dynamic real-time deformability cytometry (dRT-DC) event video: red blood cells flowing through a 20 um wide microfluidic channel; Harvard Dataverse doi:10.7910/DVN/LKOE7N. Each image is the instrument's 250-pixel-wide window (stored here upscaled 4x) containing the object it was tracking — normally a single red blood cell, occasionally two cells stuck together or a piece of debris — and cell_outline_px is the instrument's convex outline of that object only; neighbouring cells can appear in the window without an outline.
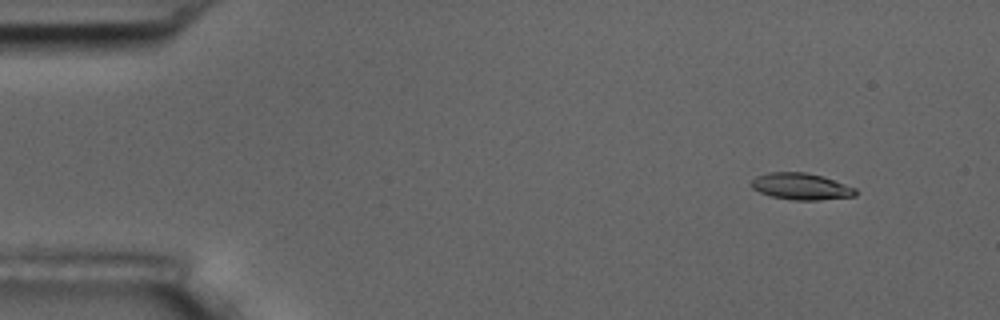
{"species": "common noctule bat (a hibernating species)", "species_latin": "Nyctalus noctula", "temperature_condition": "room temperature", "stored_images_in_passage": 52, "camera_frame_rate_fps": 3000, "um_per_image_px": 0.085, "animal": {"sex": "male", "body_mass_g": 17.5, "forearm_length_mm": 52.3}, "frame": {"image": 1, "passage_image": 1, "time_ms": 0.0, "image_size_px": [1000, 320], "cell_outline_px": [[856, 196], [816, 200], [796, 200], [772, 196], [760, 192], [752, 188], [752, 180], [756, 176], [768, 172], [804, 172], [820, 176], [856, 188]], "centroid_in_image_um": [68.07, 15.84], "position_along_channel_um": 16.9, "area_um2": 15.84}}
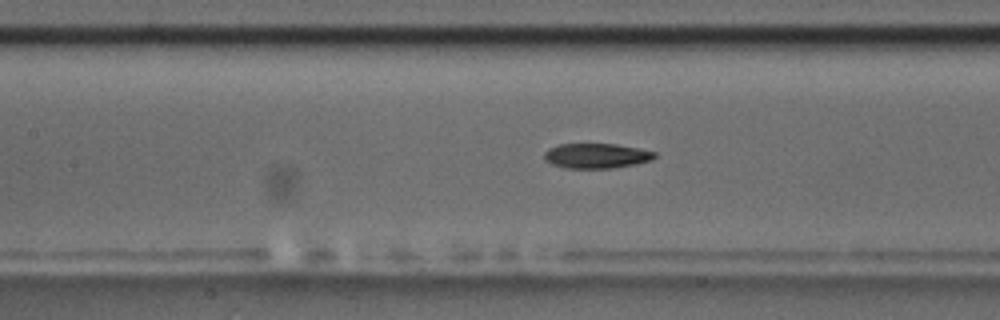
{"frame": {"image": 2, "passage_image": 21, "time_ms": 6.667, "image_size_px": [1000, 320], "cell_outline_px": [[656, 156], [652, 160], [636, 164], [612, 168], [568, 168], [552, 164], [544, 160], [544, 152], [548, 148], [560, 144], [616, 144], [640, 148], [656, 152]], "centroid_in_image_um": [50.71, 13.24], "position_along_channel_um": 156.7, "area_um2": 16.13}}
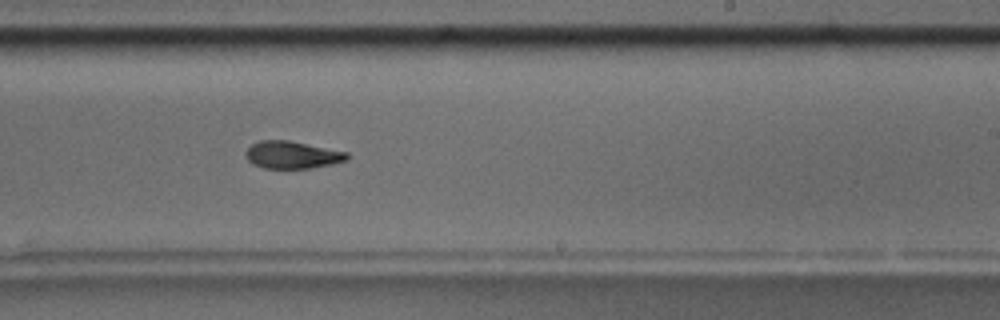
{"frame": {"image": 3, "passage_image": 30, "time_ms": 9.667, "image_size_px": [1000, 320], "cell_outline_px": [[348, 160], [332, 164], [308, 168], [264, 168], [252, 164], [244, 156], [244, 152], [252, 144], [260, 140], [288, 140], [348, 152]], "centroid_in_image_um": [24.81, 13.16], "position_along_channel_um": 264.2, "area_um2": 16.18}, "authors_computed_cell_mechanics": {"area_um2": 16.5886, "velocity_mm_per_s": 3.5996, "shape_relaxation_time_tau1_ms": 9.6882, "shape_relaxation_time_tau2_ms": 6.1098, "deformation_change_tau1": 0.2408, "deformation_change_tau2": 0.1495}}